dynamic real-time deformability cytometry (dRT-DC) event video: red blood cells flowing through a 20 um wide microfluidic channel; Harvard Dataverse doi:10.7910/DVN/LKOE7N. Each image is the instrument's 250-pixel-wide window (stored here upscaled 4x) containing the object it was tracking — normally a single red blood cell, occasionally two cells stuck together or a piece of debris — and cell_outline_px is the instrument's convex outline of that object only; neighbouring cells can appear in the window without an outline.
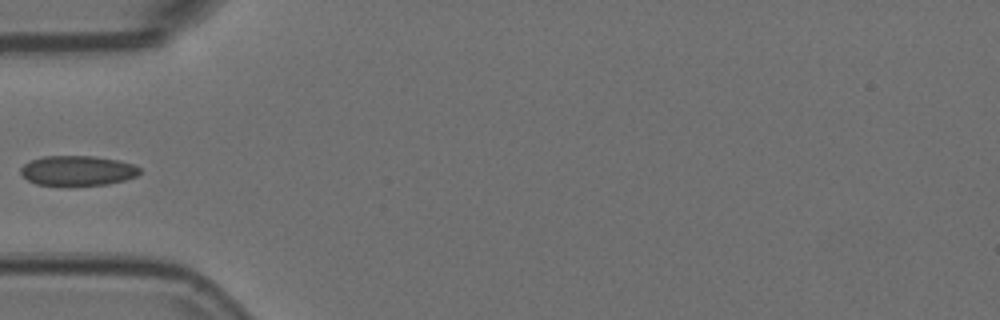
{"species": "Egyptian fruit bat (a non-hibernating species)", "species_latin": "Rousettus aegyptiacus", "temperature_condition": "room temperature", "stored_images_in_passage": 37, "camera_frame_rate_fps": 3000, "um_per_image_px": 0.085, "animal": {"sex": "female"}, "frame": {"image": 1, "passage_image": 1, "time_ms": 0.0, "image_size_px": [1000, 320], "cell_outline_px": [[140, 172], [136, 176], [124, 180], [108, 184], [72, 188], [68, 188], [36, 184], [28, 180], [20, 172], [20, 168], [24, 164], [32, 160], [44, 156], [92, 156], [116, 160], [132, 164], [140, 168]], "centroid_in_image_um": [6.56, 14.55], "position_along_channel_um": 78.4, "area_um2": 21.33}}
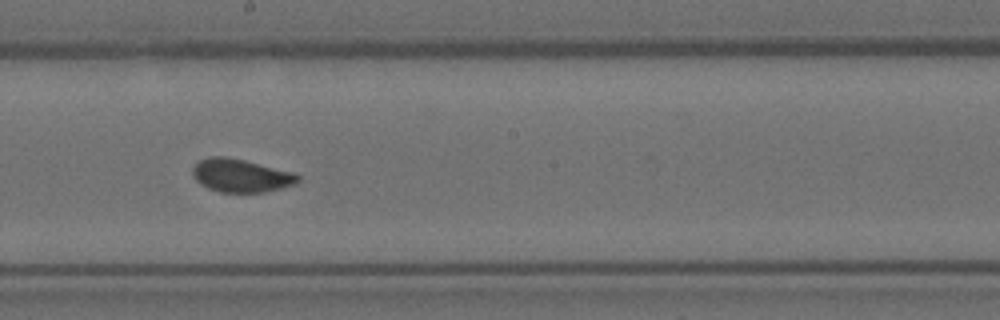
{"frame": {"image": 2, "passage_image": 13, "time_ms": 4.0, "image_size_px": [1000, 320], "cell_outline_px": [[300, 180], [296, 184], [264, 192], [220, 192], [208, 188], [200, 184], [192, 176], [192, 168], [200, 160], [212, 156], [224, 156], [244, 160], [296, 172], [300, 176]], "centroid_in_image_um": [20.5, 14.92], "position_along_channel_um": 227.7, "area_um2": 20.46}}
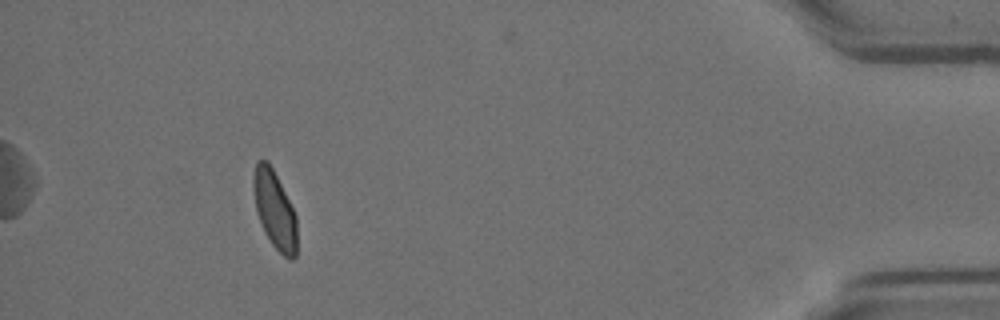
{"frame": {"image": 3, "passage_image": 33, "time_ms": 10.667, "image_size_px": [1000, 320], "cell_outline_px": [[296, 256], [292, 260], [288, 260], [272, 244], [264, 232], [256, 212], [252, 188], [252, 176], [256, 160], [268, 160], [296, 216]], "centroid_in_image_um": [23.3, 17.82], "position_along_channel_um": 411.9, "area_um2": 19.71}}